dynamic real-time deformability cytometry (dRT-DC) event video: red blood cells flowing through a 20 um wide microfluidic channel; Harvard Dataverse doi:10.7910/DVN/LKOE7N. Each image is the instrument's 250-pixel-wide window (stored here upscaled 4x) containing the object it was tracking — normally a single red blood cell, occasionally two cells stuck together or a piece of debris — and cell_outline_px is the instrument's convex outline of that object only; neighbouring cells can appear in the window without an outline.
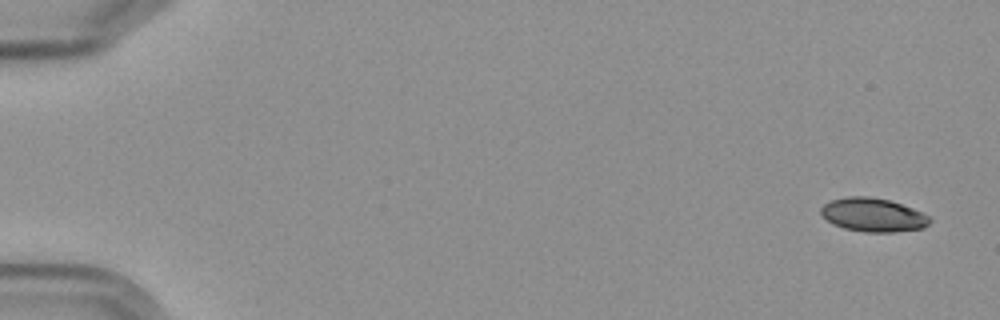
{"species": "Egyptian fruit bat (a non-hibernating species)", "species_latin": "Rousettus aegyptiacus", "temperature_condition": "cold", "stored_images_in_passage": 6, "camera_frame_rate_fps": 3000, "um_per_image_px": 0.085, "frame": {"image": 1, "passage_image": 1, "time_ms": 0.0, "image_size_px": [1000, 320], "cell_outline_px": [[932, 220], [924, 228], [896, 232], [864, 232], [844, 228], [832, 224], [820, 216], [820, 208], [824, 204], [832, 200], [848, 196], [868, 196], [888, 200], [912, 208], [928, 216]], "centroid_in_image_um": [74.17, 18.27], "position_along_channel_um": 10.8, "area_um2": 21.39}}
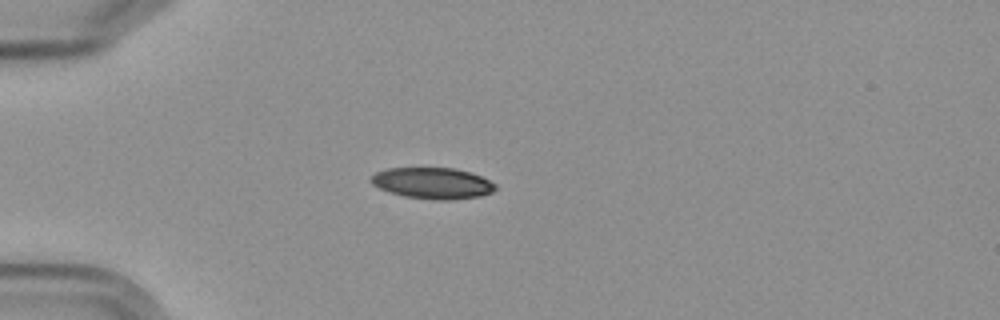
{"frame": {"image": 2, "passage_image": 5, "time_ms": 4.667, "image_size_px": [1000, 320], "cell_outline_px": [[496, 188], [492, 192], [480, 196], [452, 200], [432, 200], [404, 196], [388, 192], [372, 184], [368, 180], [376, 172], [388, 168], [456, 168], [480, 176], [496, 184]], "centroid_in_image_um": [36.75, 15.58], "position_along_channel_um": 48.3, "area_um2": 22.66}}